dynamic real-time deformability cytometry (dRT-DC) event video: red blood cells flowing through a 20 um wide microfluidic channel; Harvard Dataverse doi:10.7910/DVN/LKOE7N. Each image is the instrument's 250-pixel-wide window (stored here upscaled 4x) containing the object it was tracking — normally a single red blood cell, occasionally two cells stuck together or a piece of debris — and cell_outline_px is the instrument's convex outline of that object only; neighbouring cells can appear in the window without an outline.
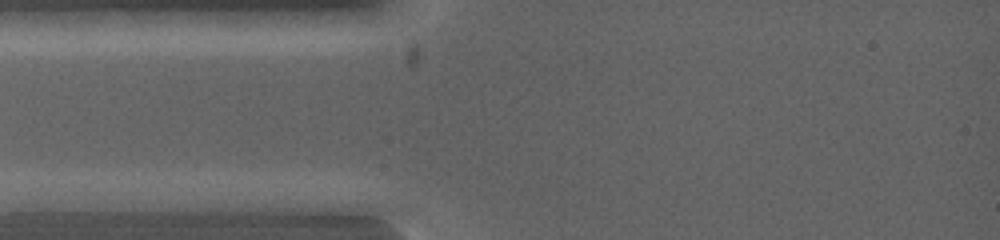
{"species": "common noctule bat (a hibernating species)", "species_latin": "Nyctalus noctula", "temperature_condition": "warm", "stored_images_in_passage": 2, "camera_frame_rate_fps": 5000, "um_per_image_px": 0.085, "animal": {"sex": "female", "body_mass_g": 19.0, "forearm_length_mm": 53.3}, "frame": {"image": 1, "passage_image": 1, "time_ms": 0.0, "image_size_px": [1000, 240], "cell_outline_px": [[108, 200], [88, 212], [16, 212], [16, 200], [64, 192], [80, 192]], "centroid_in_image_um": [5.09, 17.26], "position_along_channel_um": 79.9, "area_um2": 10.23}}